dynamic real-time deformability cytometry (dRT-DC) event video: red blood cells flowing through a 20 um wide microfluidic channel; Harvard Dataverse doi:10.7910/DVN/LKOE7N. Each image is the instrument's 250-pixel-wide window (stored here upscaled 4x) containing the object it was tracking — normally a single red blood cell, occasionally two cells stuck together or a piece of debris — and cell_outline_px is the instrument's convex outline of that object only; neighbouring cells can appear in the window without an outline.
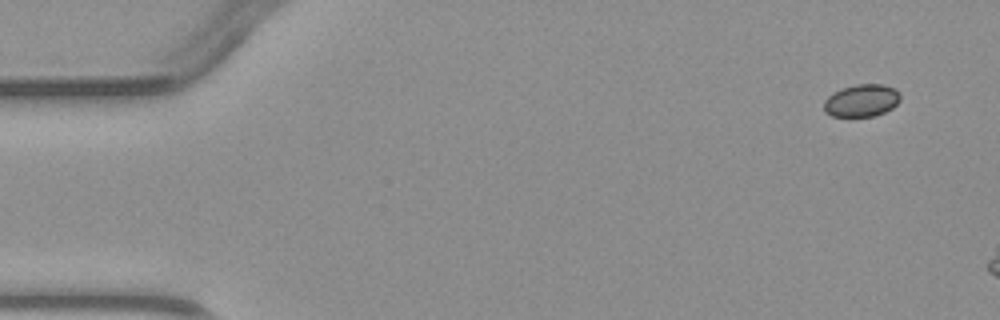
{"species": "common noctule bat (a hibernating species)", "species_latin": "Nyctalus noctula", "temperature_condition": "warm", "stored_images_in_passage": 3, "camera_frame_rate_fps": 3000, "um_per_image_px": 0.085, "animal": {"sex": "male", "body_mass_g": 23.1, "forearm_length_mm": 52.7}, "frame": {"image": 1, "passage_image": 1, "time_ms": 0.0, "image_size_px": [1000, 320], "cell_outline_px": [[900, 100], [892, 108], [876, 116], [832, 116], [824, 112], [824, 100], [832, 92], [840, 88], [856, 84], [884, 84], [896, 88], [900, 92]], "centroid_in_image_um": [73.24, 8.53], "position_along_channel_um": 11.8, "area_um2": 14.68}}